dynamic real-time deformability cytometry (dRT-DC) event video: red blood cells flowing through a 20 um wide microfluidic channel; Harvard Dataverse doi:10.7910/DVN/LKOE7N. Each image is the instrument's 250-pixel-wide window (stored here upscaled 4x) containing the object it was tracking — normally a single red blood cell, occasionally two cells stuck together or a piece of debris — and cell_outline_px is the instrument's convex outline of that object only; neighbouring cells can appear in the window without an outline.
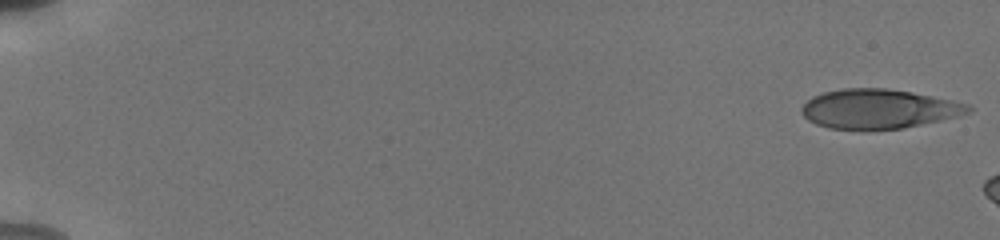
{"species": "human", "species_latin": "Homo sapiens", "temperature_condition": "cold", "stored_images_in_passage": 8, "camera_frame_rate_fps": 3000, "um_per_image_px": 0.085, "donor": {"sex": "male"}, "frame": {"image": 1, "passage_image": 1, "time_ms": 0.0, "image_size_px": [1000, 240], "cell_outline_px": [[972, 108], [968, 112], [956, 116], [940, 120], [904, 128], [828, 128], [816, 124], [808, 120], [800, 112], [800, 108], [812, 96], [824, 92], [844, 88], [888, 88], [912, 92], [952, 100], [968, 104]], "centroid_in_image_um": [74.65, 9.23], "position_along_channel_um": 10.3, "area_um2": 37.74}}